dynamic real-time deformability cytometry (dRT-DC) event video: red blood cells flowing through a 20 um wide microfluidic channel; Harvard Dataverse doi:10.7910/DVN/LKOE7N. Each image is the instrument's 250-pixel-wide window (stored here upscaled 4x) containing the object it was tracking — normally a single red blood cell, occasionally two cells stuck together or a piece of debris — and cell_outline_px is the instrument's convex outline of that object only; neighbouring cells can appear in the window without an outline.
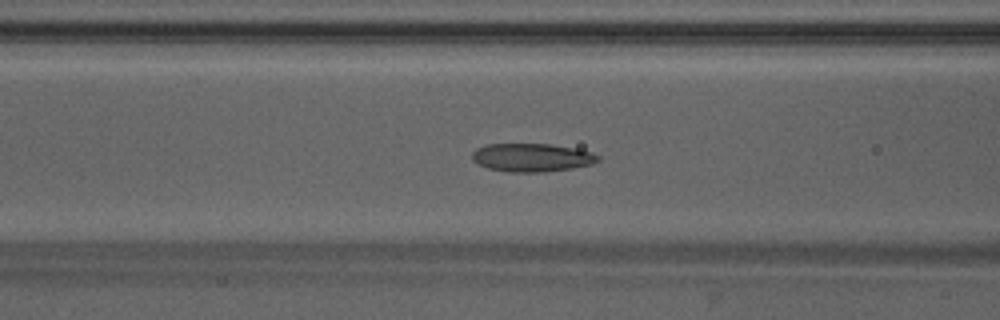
{"species": "Egyptian fruit bat (a non-hibernating species)", "species_latin": "Rousettus aegyptiacus", "temperature_condition": "warm", "stored_images_in_passage": 44, "camera_frame_rate_fps": 3000, "um_per_image_px": 0.085, "animal": {"sex": "male"}, "frame": {"image": 1, "passage_image": 15, "time_ms": 4.667, "image_size_px": [1000, 320], "cell_outline_px": [[600, 160], [592, 164], [572, 168], [544, 172], [508, 172], [488, 168], [476, 164], [472, 160], [472, 152], [476, 148], [488, 144], [552, 144], [576, 148], [592, 152], [600, 156]], "centroid_in_image_um": [45.21, 13.39], "position_along_channel_um": 121.4, "area_um2": 20.98}}
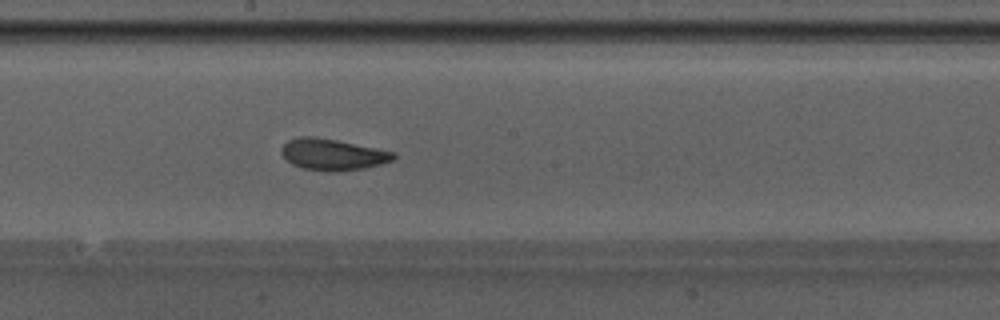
{"frame": {"image": 2, "passage_image": 22, "time_ms": 7.0, "image_size_px": [1000, 320], "cell_outline_px": [[396, 156], [392, 160], [380, 164], [364, 168], [340, 172], [324, 172], [304, 168], [292, 164], [284, 156], [284, 144], [288, 140], [296, 136], [316, 136], [396, 152]], "centroid_in_image_um": [28.3, 13.13], "position_along_channel_um": 219.9, "area_um2": 20.4}}
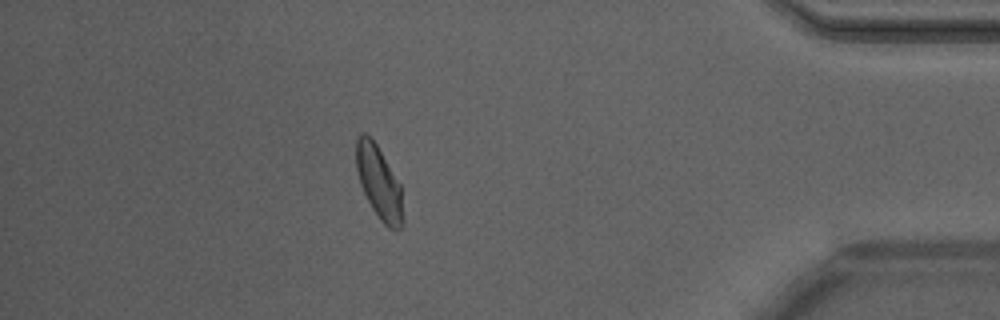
{"frame": {"image": 3, "passage_image": 38, "time_ms": 12.333, "image_size_px": [1000, 320], "cell_outline_px": [[404, 220], [400, 228], [396, 232], [388, 228], [380, 220], [372, 208], [360, 184], [356, 168], [356, 140], [360, 132], [364, 132], [376, 144], [400, 184]], "centroid_in_image_um": [32.22, 15.55], "position_along_channel_um": 403.0, "area_um2": 19.83}, "authors_computed_cell_mechanics": {"area_um2": 20.2589, "velocity_mm_per_s": 4.2344, "shape_relaxation_time_tau1_ms": 4.2769, "shape_relaxation_time_tau2_ms": 1.4528, "deformation_change_tau1": 0.1163, "deformation_change_tau2": 0.0844}}